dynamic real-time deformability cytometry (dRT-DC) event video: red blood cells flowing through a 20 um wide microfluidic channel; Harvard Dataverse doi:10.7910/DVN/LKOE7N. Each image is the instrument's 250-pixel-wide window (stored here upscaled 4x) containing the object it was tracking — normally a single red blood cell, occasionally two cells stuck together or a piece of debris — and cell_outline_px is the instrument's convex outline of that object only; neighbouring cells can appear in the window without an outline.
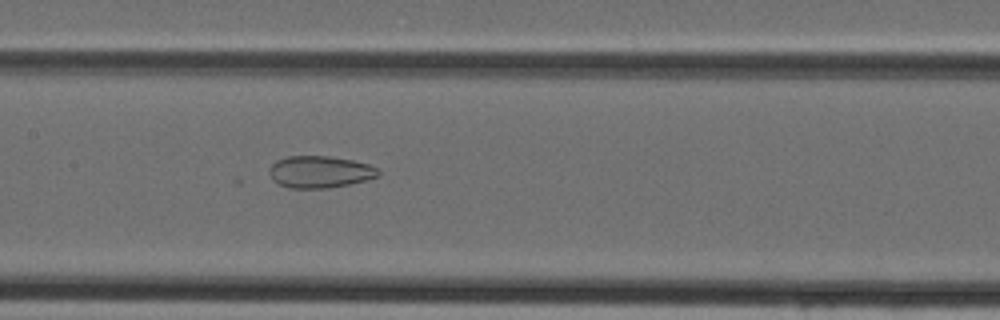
{"species": "Egyptian fruit bat (a non-hibernating species)", "species_latin": "Rousettus aegyptiacus", "temperature_condition": "cold", "stored_images_in_passage": 40, "camera_frame_rate_fps": 3000, "um_per_image_px": 0.085, "animal": {"sex": "female"}, "frame": {"image": 1, "passage_image": 17, "time_ms": 5.333, "image_size_px": [1000, 320], "cell_outline_px": [[380, 176], [348, 184], [328, 188], [288, 188], [272, 180], [268, 172], [268, 168], [276, 160], [288, 156], [328, 156], [352, 160], [368, 164], [376, 168], [380, 172]], "centroid_in_image_um": [27.15, 14.61], "position_along_channel_um": 180.3, "area_um2": 20.29}}
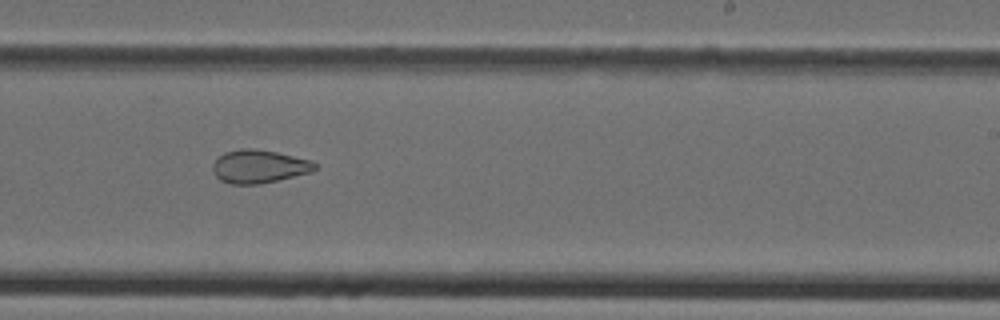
{"frame": {"image": 2, "passage_image": 23, "time_ms": 7.333, "image_size_px": [1000, 320], "cell_outline_px": [[316, 168], [312, 172], [260, 184], [228, 184], [220, 180], [212, 172], [212, 164], [224, 152], [240, 148], [256, 148], [276, 152], [312, 160], [316, 164]], "centroid_in_image_um": [22.0, 14.14], "position_along_channel_um": 267.0, "area_um2": 19.94}}
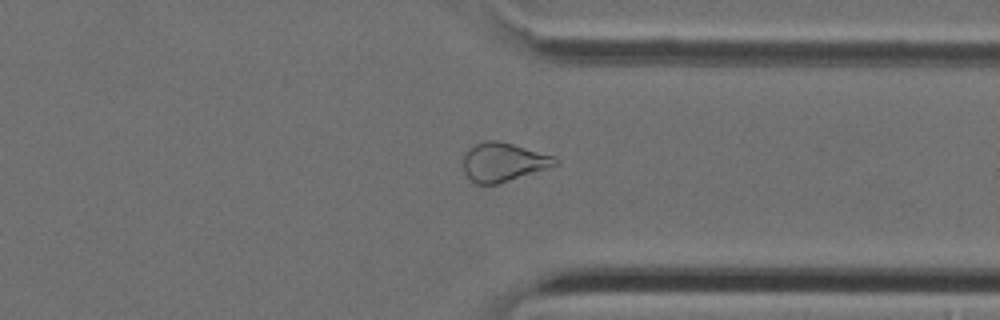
{"frame": {"image": 3, "passage_image": 30, "time_ms": 9.667, "image_size_px": [1000, 320], "cell_outline_px": [[560, 160], [556, 164], [496, 184], [476, 184], [464, 172], [464, 156], [476, 144], [484, 140], [496, 140], [512, 144], [556, 156]], "centroid_in_image_um": [42.78, 13.76], "position_along_channel_um": 368.6, "area_um2": 20.11}}